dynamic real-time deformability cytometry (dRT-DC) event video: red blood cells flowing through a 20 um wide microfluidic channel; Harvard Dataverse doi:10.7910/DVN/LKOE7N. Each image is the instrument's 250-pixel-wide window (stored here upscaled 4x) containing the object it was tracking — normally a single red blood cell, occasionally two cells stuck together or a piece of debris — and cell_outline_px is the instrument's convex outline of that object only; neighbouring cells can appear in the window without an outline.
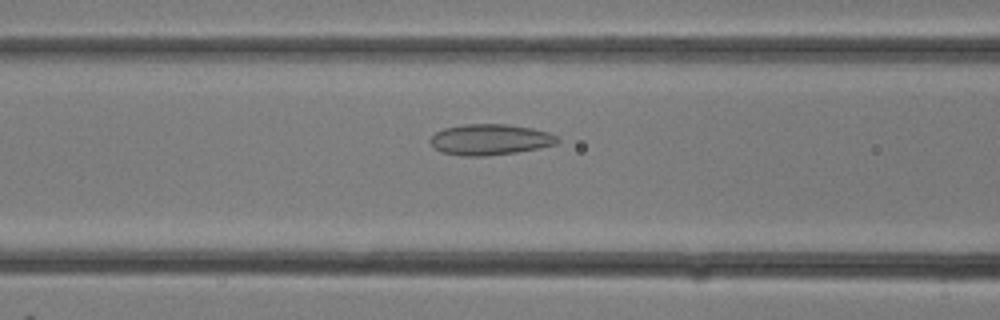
{"species": "common noctule bat (a hibernating species)", "species_latin": "Nyctalus noctula", "temperature_condition": "room temperature", "stored_images_in_passage": 25, "camera_frame_rate_fps": 3000, "um_per_image_px": 0.085, "animal": {"sex": "female"}, "frame": {"image": 1, "passage_image": 8, "time_ms": 2.333, "image_size_px": [1000, 320], "cell_outline_px": [[560, 140], [556, 144], [540, 148], [516, 152], [484, 156], [460, 156], [440, 152], [428, 140], [436, 132], [444, 128], [464, 124], [504, 124], [532, 128], [548, 132], [560, 136]], "centroid_in_image_um": [41.67, 11.86], "position_along_channel_um": 124.9, "area_um2": 23.0}}
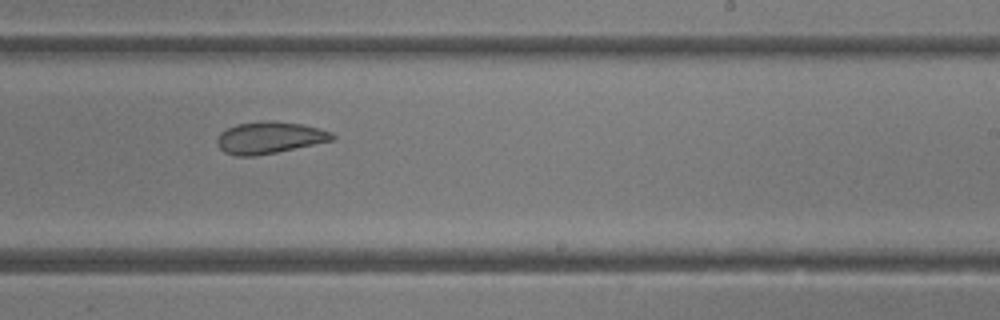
{"frame": {"image": 2, "passage_image": 14, "time_ms": 4.333, "image_size_px": [1000, 320], "cell_outline_px": [[336, 136], [332, 140], [276, 152], [256, 156], [236, 156], [224, 152], [216, 144], [216, 140], [220, 132], [236, 124], [268, 120], [276, 120], [300, 124], [320, 128], [332, 132]], "centroid_in_image_um": [22.88, 11.69], "position_along_channel_um": 266.1, "area_um2": 21.39}}
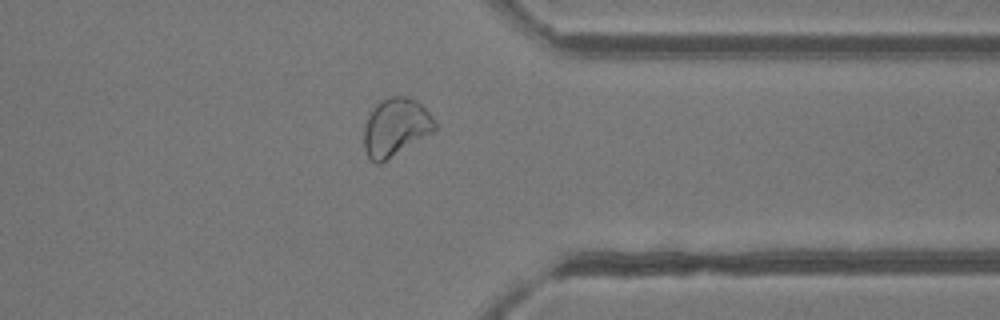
{"frame": {"image": 3, "passage_image": 19, "time_ms": 6.0, "image_size_px": [1000, 320], "cell_outline_px": [[436, 132], [380, 164], [376, 164], [368, 156], [364, 148], [364, 128], [368, 116], [376, 104], [380, 100], [392, 96], [408, 96], [416, 100], [432, 116], [436, 124]], "centroid_in_image_um": [33.65, 10.83], "position_along_channel_um": 377.7, "area_um2": 24.22}}